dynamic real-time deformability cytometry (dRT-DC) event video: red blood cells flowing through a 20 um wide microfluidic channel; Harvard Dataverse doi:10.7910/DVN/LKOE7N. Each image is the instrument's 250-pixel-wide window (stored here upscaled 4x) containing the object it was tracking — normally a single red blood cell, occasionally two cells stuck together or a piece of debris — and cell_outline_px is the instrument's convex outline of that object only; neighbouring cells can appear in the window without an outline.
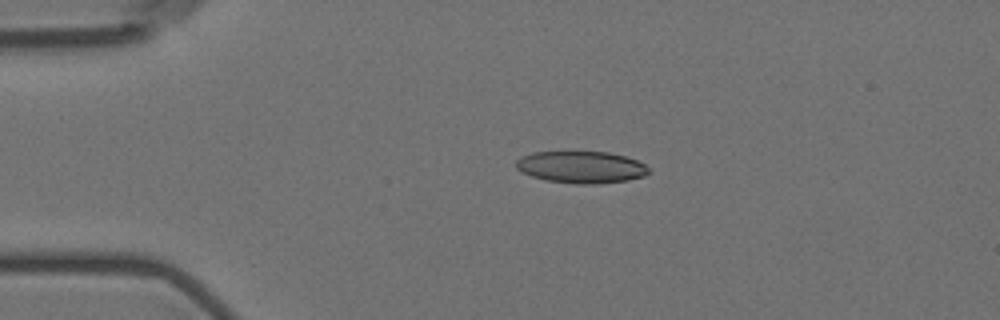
{"species": "Egyptian fruit bat (a non-hibernating species)", "species_latin": "Rousettus aegyptiacus", "temperature_condition": "room temperature", "stored_images_in_passage": 5, "camera_frame_rate_fps": 3000, "um_per_image_px": 0.085, "animal": {"sex": "female"}, "frame": {"image": 1, "passage_image": 4, "time_ms": 3.333, "image_size_px": [1000, 320], "cell_outline_px": [[648, 172], [644, 176], [628, 180], [596, 184], [576, 184], [544, 180], [520, 172], [516, 168], [516, 160], [520, 156], [532, 152], [608, 152], [624, 156], [636, 160], [644, 164], [648, 168]], "centroid_in_image_um": [49.35, 14.21], "position_along_channel_um": 35.6, "area_um2": 24.74}}